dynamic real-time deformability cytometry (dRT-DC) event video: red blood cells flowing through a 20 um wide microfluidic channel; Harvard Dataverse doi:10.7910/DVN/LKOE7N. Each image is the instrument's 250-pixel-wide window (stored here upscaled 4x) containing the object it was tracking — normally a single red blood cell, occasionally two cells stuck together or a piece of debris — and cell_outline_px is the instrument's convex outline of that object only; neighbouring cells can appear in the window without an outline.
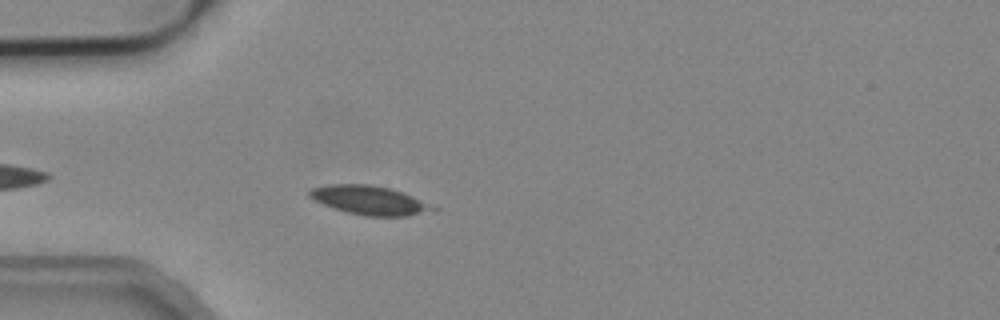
{"species": "common noctule bat (a hibernating species)", "species_latin": "Nyctalus noctula", "temperature_condition": "cold", "stored_images_in_passage": 25, "camera_frame_rate_fps": 3000, "um_per_image_px": 0.085, "animal": {"sex": "male", "body_mass_g": 19.2, "forearm_length_mm": 51.8}, "frame": {"image": 1, "passage_image": 5, "time_ms": 1.333, "image_size_px": [1000, 320], "cell_outline_px": [[424, 208], [408, 216], [364, 216], [332, 208], [312, 200], [308, 196], [308, 192], [312, 188], [328, 184], [372, 184], [388, 188], [412, 196], [424, 204]], "centroid_in_image_um": [31.11, 16.99], "position_along_channel_um": 53.9, "area_um2": 19.77}}
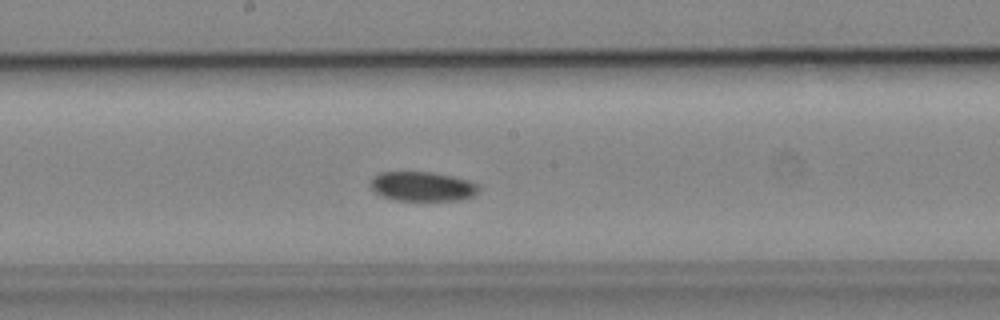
{"frame": {"image": 2, "passage_image": 18, "time_ms": 5.667, "image_size_px": [1000, 320], "cell_outline_px": [[480, 188], [472, 196], [460, 200], [396, 200], [380, 196], [368, 184], [368, 180], [372, 176], [380, 172], [432, 172], [452, 176], [468, 180], [480, 184]], "centroid_in_image_um": [35.86, 15.83], "position_along_channel_um": 212.3, "area_um2": 18.79}}
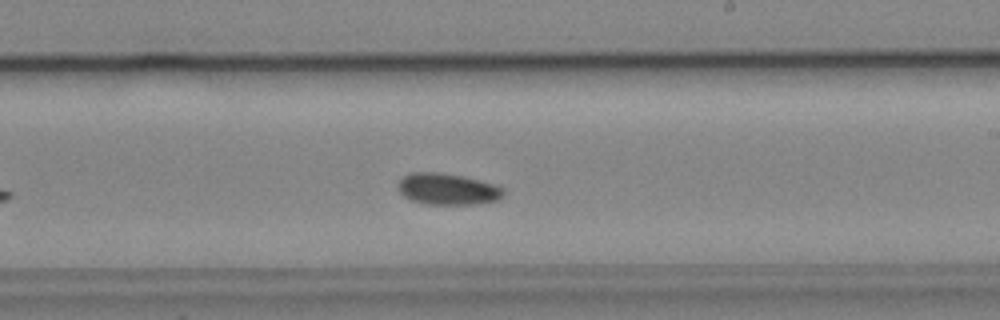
{"frame": {"image": 3, "passage_image": 21, "time_ms": 6.667, "image_size_px": [1000, 320], "cell_outline_px": [[504, 192], [500, 200], [476, 204], [428, 204], [412, 200], [404, 196], [396, 188], [396, 184], [404, 176], [412, 172], [440, 172], [460, 176], [492, 184], [504, 188]], "centroid_in_image_um": [38.01, 16.07], "position_along_channel_um": 251.0, "area_um2": 19.19}}